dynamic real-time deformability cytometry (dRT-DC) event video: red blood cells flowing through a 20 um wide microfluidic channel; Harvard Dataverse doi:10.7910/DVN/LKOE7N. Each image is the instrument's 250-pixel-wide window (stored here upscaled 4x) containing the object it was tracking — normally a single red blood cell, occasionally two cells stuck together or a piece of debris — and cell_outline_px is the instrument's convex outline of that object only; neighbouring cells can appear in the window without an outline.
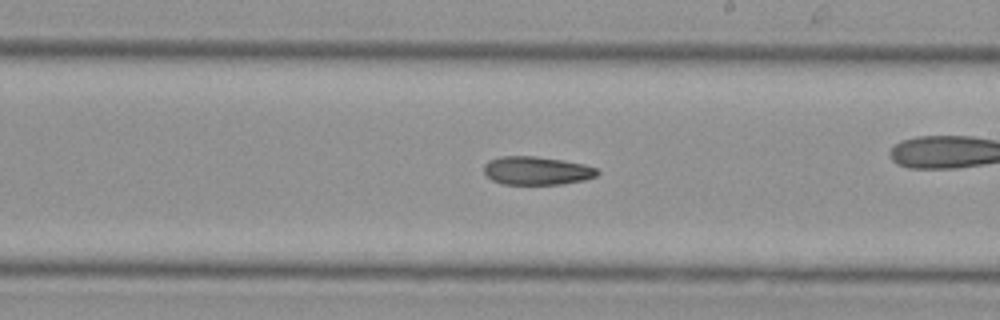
{"species": "Egyptian fruit bat (a non-hibernating species)", "species_latin": "Rousettus aegyptiacus", "temperature_condition": "cold", "stored_images_in_passage": 28, "camera_frame_rate_fps": 3000, "um_per_image_px": 0.085, "animal": {"sex": "female"}, "frame": {"image": 1, "passage_image": 16, "time_ms": 5.0, "image_size_px": [1000, 320], "cell_outline_px": [[600, 172], [596, 176], [584, 180], [560, 184], [504, 184], [492, 180], [484, 172], [484, 164], [488, 160], [500, 156], [536, 156], [584, 164], [596, 168]], "centroid_in_image_um": [45.6, 14.5], "position_along_channel_um": 243.4, "area_um2": 18.67}}